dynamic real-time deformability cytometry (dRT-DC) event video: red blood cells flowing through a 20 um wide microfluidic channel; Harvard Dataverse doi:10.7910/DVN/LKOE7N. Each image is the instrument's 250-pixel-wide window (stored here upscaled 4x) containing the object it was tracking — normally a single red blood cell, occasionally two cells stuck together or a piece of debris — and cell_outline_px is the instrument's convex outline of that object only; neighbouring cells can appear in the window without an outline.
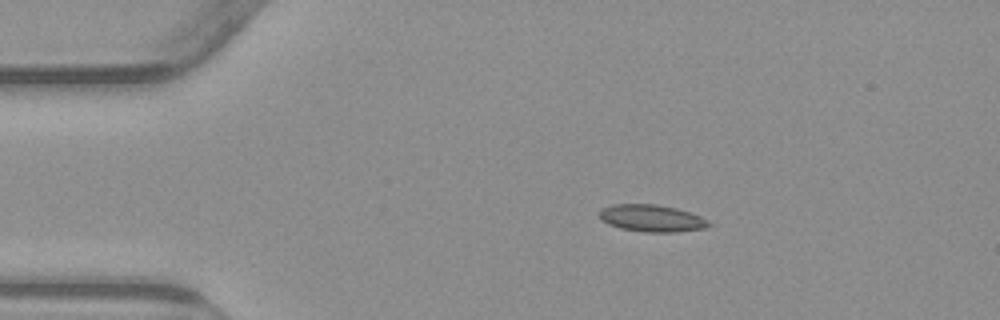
{"species": "common noctule bat (a hibernating species)", "species_latin": "Nyctalus noctula", "temperature_condition": "warm", "stored_images_in_passage": 45, "camera_frame_rate_fps": 3000, "um_per_image_px": 0.085, "animal": {"sex": "male", "body_mass_g": 23.1, "forearm_length_mm": 52.7}, "frame": {"image": 1, "passage_image": 1, "time_ms": 0.0, "image_size_px": [1000, 320], "cell_outline_px": [[712, 224], [704, 228], [676, 232], [644, 232], [620, 228], [608, 224], [600, 220], [600, 208], [612, 204], [656, 204], [676, 208], [700, 216], [708, 220]], "centroid_in_image_um": [55.36, 18.55], "position_along_channel_um": 29.6, "area_um2": 17.28}}
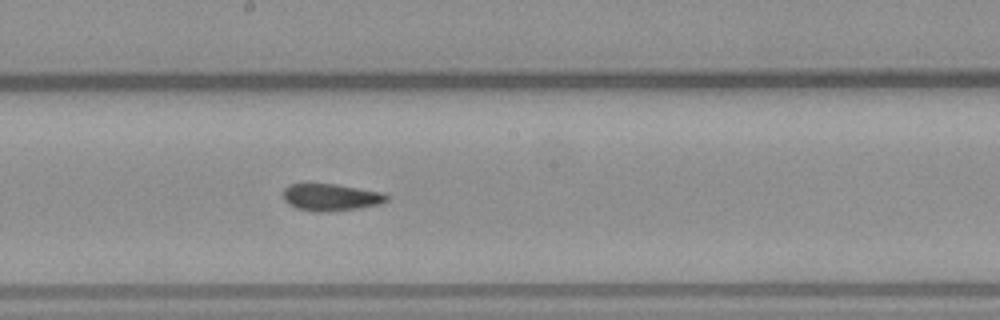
{"frame": {"image": 2, "passage_image": 20, "time_ms": 6.333, "image_size_px": [1000, 320], "cell_outline_px": [[388, 200], [380, 204], [360, 208], [332, 212], [316, 212], [296, 208], [288, 204], [284, 200], [284, 188], [288, 184], [336, 184], [384, 192], [388, 196]], "centroid_in_image_um": [28.15, 16.77], "position_along_channel_um": 220.1, "area_um2": 16.53}}
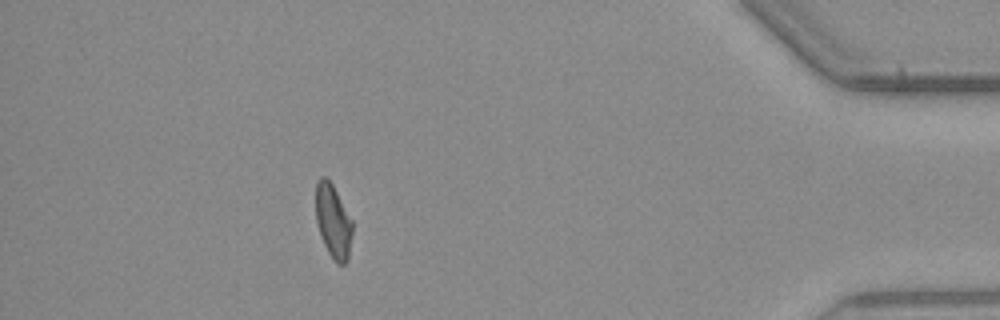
{"frame": {"image": 3, "passage_image": 39, "time_ms": 12.667, "image_size_px": [1000, 320], "cell_outline_px": [[352, 232], [348, 260], [344, 264], [336, 264], [328, 252], [320, 236], [316, 220], [316, 180], [320, 176], [324, 176], [332, 184], [352, 220]], "centroid_in_image_um": [28.3, 18.82], "position_along_channel_um": 406.9, "area_um2": 15.72}, "authors_computed_cell_mechanics": {"area_um2": 16.5308, "velocity_mm_per_s": 3.8407, "shape_relaxation_time_tau1_ms": null, "shape_relaxation_time_tau2_ms": 1.9767, "deformation_change_tau1": null, "deformation_change_tau2": 0.0658}}